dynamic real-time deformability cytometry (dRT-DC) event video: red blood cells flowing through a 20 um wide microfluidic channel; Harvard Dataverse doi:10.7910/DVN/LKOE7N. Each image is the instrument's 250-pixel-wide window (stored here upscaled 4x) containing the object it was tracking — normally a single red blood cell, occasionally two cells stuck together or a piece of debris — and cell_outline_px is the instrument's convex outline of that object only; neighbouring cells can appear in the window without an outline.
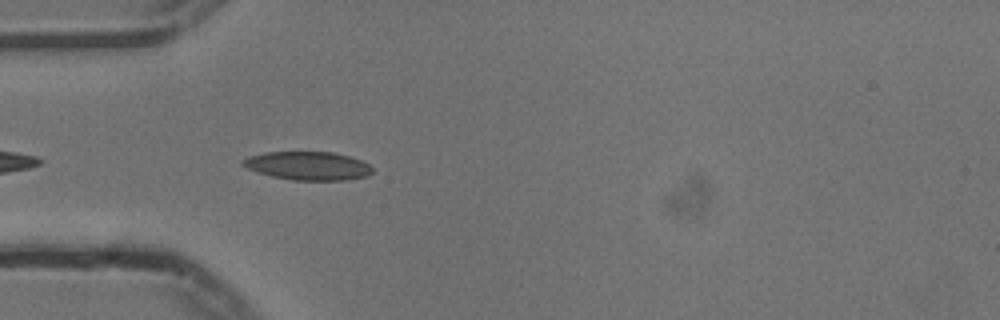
{"species": "common noctule bat (a hibernating species)", "species_latin": "Nyctalus noctula", "temperature_condition": "cold", "stored_images_in_passage": 26, "camera_frame_rate_fps": 3000, "um_per_image_px": 0.085, "animal": {"sex": "male", "body_mass_g": 13.3}, "frame": {"image": 1, "passage_image": 3, "time_ms": 0.667, "image_size_px": [1000, 320], "cell_outline_px": [[372, 172], [368, 176], [348, 180], [292, 180], [272, 176], [256, 172], [240, 164], [240, 160], [248, 156], [264, 152], [332, 152], [348, 156], [360, 160], [368, 164], [372, 168]], "centroid_in_image_um": [26.14, 14.09], "position_along_channel_um": 58.9, "area_um2": 21.56}}
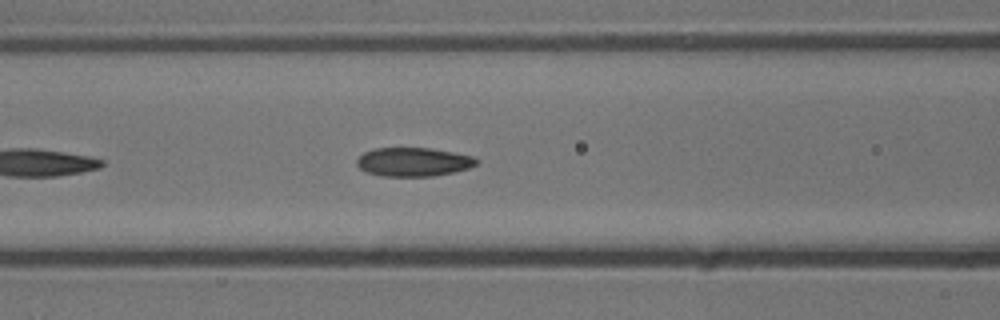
{"frame": {"image": 2, "passage_image": 9, "time_ms": 2.667, "image_size_px": [1000, 320], "cell_outline_px": [[480, 160], [476, 164], [468, 168], [452, 172], [432, 176], [380, 176], [368, 172], [360, 168], [356, 164], [356, 160], [364, 152], [372, 148], [432, 148], [472, 156]], "centroid_in_image_um": [35.12, 13.75], "position_along_channel_um": 131.5, "area_um2": 20.0}}
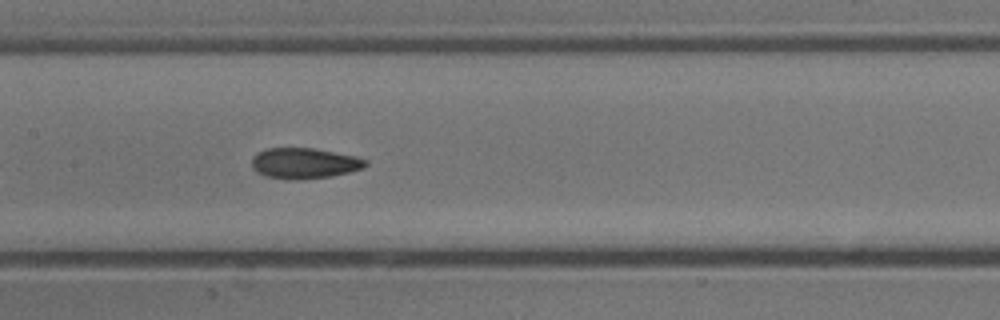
{"frame": {"image": 3, "passage_image": 13, "time_ms": 4.0, "image_size_px": [1000, 320], "cell_outline_px": [[368, 164], [364, 168], [332, 176], [304, 180], [292, 180], [264, 176], [256, 172], [252, 168], [252, 156], [256, 152], [268, 148], [312, 148], [356, 156], [368, 160]], "centroid_in_image_um": [25.85, 13.88], "position_along_channel_um": 181.5, "area_um2": 20.63}}